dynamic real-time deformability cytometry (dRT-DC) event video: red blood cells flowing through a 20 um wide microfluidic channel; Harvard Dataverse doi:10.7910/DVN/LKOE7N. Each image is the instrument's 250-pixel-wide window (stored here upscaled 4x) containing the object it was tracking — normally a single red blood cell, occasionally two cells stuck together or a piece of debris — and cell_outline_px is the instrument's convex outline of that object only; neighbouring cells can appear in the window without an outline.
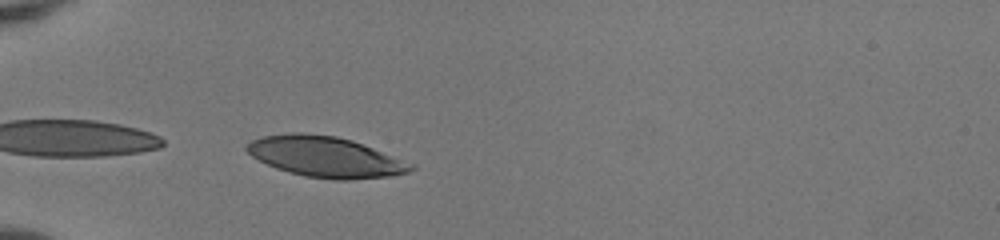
{"species": "human", "species_latin": "Homo sapiens", "temperature_condition": "room temperature", "stored_images_in_passage": 32, "camera_frame_rate_fps": 3000, "um_per_image_px": 0.085, "donor": {"sex": "female"}, "frame": {"image": 1, "passage_image": 1, "time_ms": 0.0, "image_size_px": [1000, 240], "cell_outline_px": [[416, 168], [408, 172], [392, 176], [348, 180], [336, 180], [304, 176], [288, 172], [276, 168], [252, 156], [244, 148], [252, 140], [264, 136], [288, 132], [304, 132], [336, 136], [352, 140], [416, 164]], "centroid_in_image_um": [27.7, 13.33], "position_along_channel_um": 57.3, "area_um2": 39.02}}
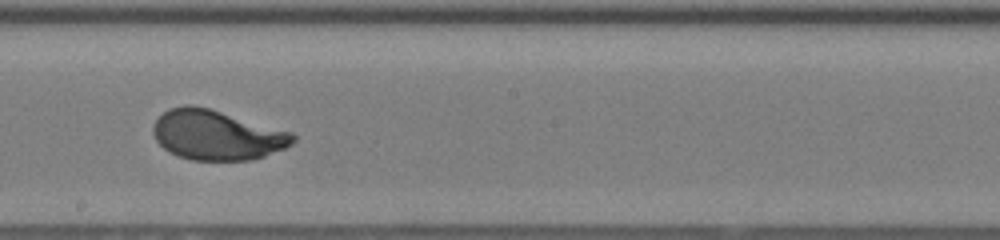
{"frame": {"image": 2, "passage_image": 15, "time_ms": 4.667, "image_size_px": [1000, 240], "cell_outline_px": [[296, 140], [292, 144], [284, 148], [264, 156], [252, 160], [192, 160], [176, 156], [168, 152], [156, 140], [152, 132], [152, 128], [156, 120], [168, 108], [184, 104], [192, 104], [208, 108], [292, 132], [296, 136]], "centroid_in_image_um": [18.4, 11.48], "position_along_channel_um": 229.8, "area_um2": 40.63}}
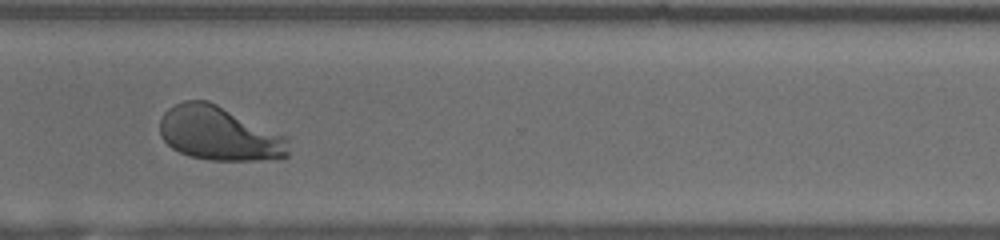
{"frame": {"image": 3, "passage_image": 24, "time_ms": 7.667, "image_size_px": [1000, 240], "cell_outline_px": [[288, 156], [280, 160], [208, 160], [188, 156], [172, 148], [160, 136], [160, 120], [164, 112], [168, 108], [184, 100], [208, 100], [288, 136]], "centroid_in_image_um": [18.66, 11.36], "position_along_channel_um": 351.9, "area_um2": 40.98}, "authors_computed_cell_mechanics": {"area_um2": 40.4311, "velocity_mm_per_s": 4.0734, "shape_relaxation_time_tau1_ms": 2.3662, "shape_relaxation_time_tau2_ms": null, "deformation_change_tau1": 0.1667, "deformation_change_tau2": null}}